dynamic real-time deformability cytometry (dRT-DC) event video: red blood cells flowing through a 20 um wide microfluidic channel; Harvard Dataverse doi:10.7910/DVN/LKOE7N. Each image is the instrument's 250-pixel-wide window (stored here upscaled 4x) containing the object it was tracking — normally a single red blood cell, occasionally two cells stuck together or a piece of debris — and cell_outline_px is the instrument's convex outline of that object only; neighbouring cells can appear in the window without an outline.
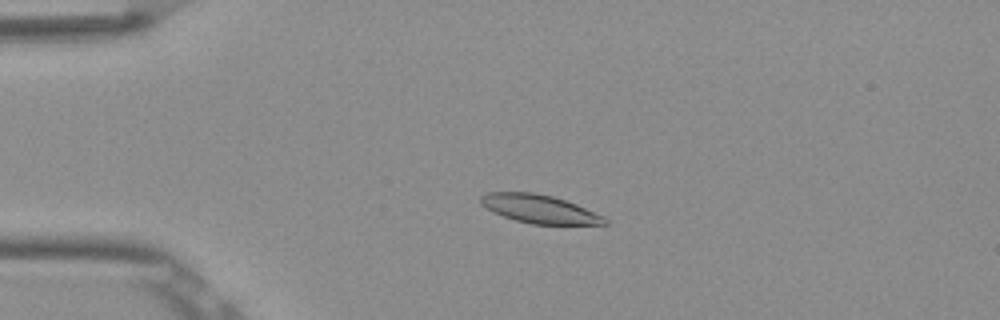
{"species": "Egyptian fruit bat (a non-hibernating species)", "species_latin": "Rousettus aegyptiacus", "temperature_condition": "room temperature", "stored_images_in_passage": 5, "camera_frame_rate_fps": 3000, "um_per_image_px": 0.085, "frame": {"image": 1, "passage_image": 4, "time_ms": 1.0, "image_size_px": [1000, 320], "cell_outline_px": [[608, 224], [532, 224], [516, 220], [492, 212], [480, 204], [480, 196], [488, 192], [536, 192], [552, 196], [576, 204], [604, 216], [608, 220]], "centroid_in_image_um": [45.83, 17.75], "position_along_channel_um": 39.2, "area_um2": 20.46}}